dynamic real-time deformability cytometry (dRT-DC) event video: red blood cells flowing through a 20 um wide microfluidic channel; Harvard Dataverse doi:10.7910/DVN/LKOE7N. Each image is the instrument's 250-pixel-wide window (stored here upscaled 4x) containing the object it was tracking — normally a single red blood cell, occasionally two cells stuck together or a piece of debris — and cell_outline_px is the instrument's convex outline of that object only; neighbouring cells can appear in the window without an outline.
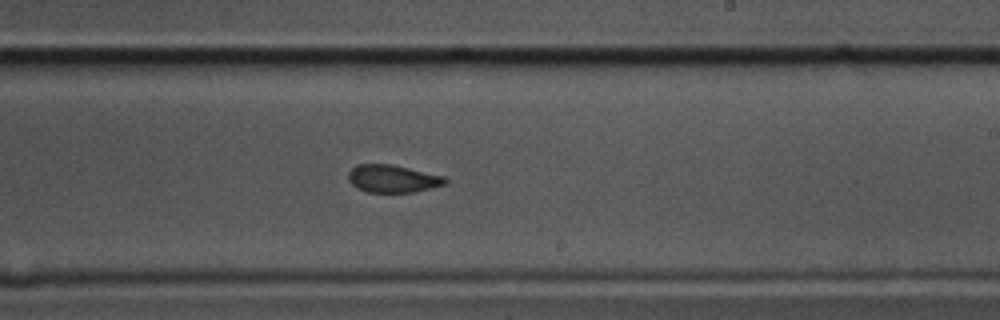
{"species": "common noctule bat (a hibernating species)", "species_latin": "Nyctalus noctula", "temperature_condition": "cold", "stored_images_in_passage": 48, "camera_frame_rate_fps": 3000, "um_per_image_px": 0.085, "animal": {"sex": "male", "body_mass_g": 17.5, "forearm_length_mm": 52.3}, "frame": {"image": 1, "passage_image": 23, "time_ms": 7.333, "image_size_px": [1000, 320], "cell_outline_px": [[448, 184], [412, 192], [368, 192], [356, 188], [348, 180], [348, 172], [356, 164], [392, 164], [444, 176], [448, 180]], "centroid_in_image_um": [33.37, 15.18], "position_along_channel_um": 255.6, "area_um2": 15.66}}
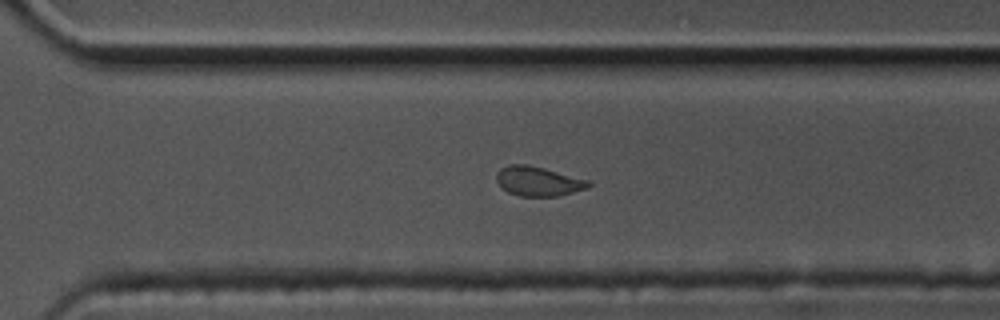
{"frame": {"image": 2, "passage_image": 29, "time_ms": 9.333, "image_size_px": [1000, 320], "cell_outline_px": [[592, 184], [588, 188], [556, 196], [520, 196], [508, 192], [500, 188], [496, 180], [496, 172], [500, 168], [508, 164], [528, 164], [592, 180]], "centroid_in_image_um": [45.74, 15.39], "position_along_channel_um": 324.9, "area_um2": 16.13}}
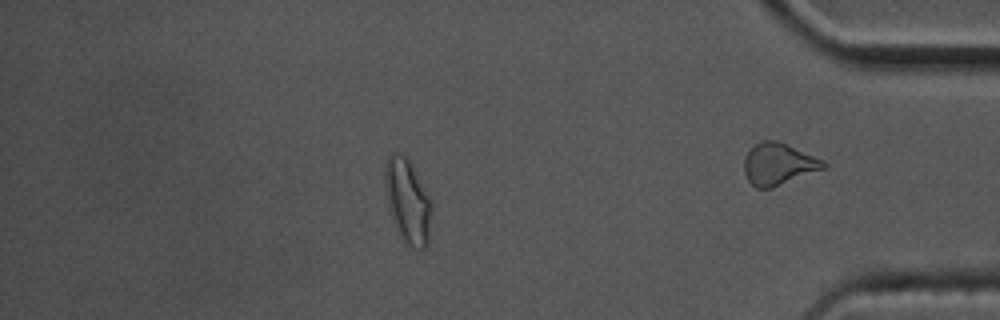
{"frame": {"image": 3, "passage_image": 39, "time_ms": 12.667, "image_size_px": [1000, 320], "cell_outline_px": [[432, 212], [428, 244], [424, 248], [412, 248], [396, 232], [388, 204], [384, 180], [384, 172], [388, 156], [392, 152], [396, 152], [404, 156], [408, 160], [428, 196], [432, 204]], "centroid_in_image_um": [34.64, 17.14], "position_along_channel_um": 400.6, "area_um2": 22.54}, "authors_computed_cell_mechanics": {"area_um2": 16.6175, "velocity_mm_per_s": 3.4647, "shape_relaxation_time_tau1_ms": 6.8186, "shape_relaxation_time_tau2_ms": 1.3915, "deformation_change_tau1": 0.1374, "deformation_change_tau2": 0.077}}